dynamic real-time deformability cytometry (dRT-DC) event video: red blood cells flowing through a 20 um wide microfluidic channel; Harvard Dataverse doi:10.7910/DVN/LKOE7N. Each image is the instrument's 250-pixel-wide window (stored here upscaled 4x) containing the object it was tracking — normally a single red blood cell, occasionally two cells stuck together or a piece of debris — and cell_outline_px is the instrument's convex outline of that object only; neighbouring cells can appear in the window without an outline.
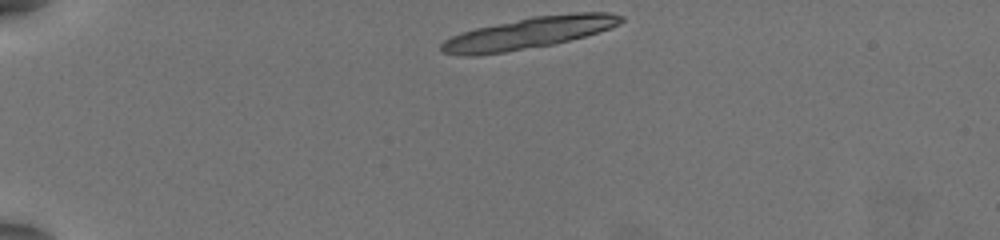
{"species": "common noctule bat (a hibernating species)", "species_latin": "Nyctalus noctula", "temperature_condition": "warm", "stored_images_in_passage": 11, "camera_frame_rate_fps": 3000, "um_per_image_px": 0.085, "animal": {"sex": "female", "body_mass_g": 19.5, "forearm_length_mm": 54.1}, "frame": {"image": 1, "passage_image": 1, "time_ms": 0.0, "image_size_px": [1000, 240], "cell_outline_px": [[624, 20], [620, 24], [584, 36], [552, 44], [504, 52], [476, 56], [464, 56], [440, 52], [440, 44], [444, 40], [460, 32], [476, 28], [532, 16], [576, 12], [608, 12], [624, 16]], "centroid_in_image_um": [44.9, 2.8], "position_along_channel_um": 40.1, "area_um2": 32.89}}